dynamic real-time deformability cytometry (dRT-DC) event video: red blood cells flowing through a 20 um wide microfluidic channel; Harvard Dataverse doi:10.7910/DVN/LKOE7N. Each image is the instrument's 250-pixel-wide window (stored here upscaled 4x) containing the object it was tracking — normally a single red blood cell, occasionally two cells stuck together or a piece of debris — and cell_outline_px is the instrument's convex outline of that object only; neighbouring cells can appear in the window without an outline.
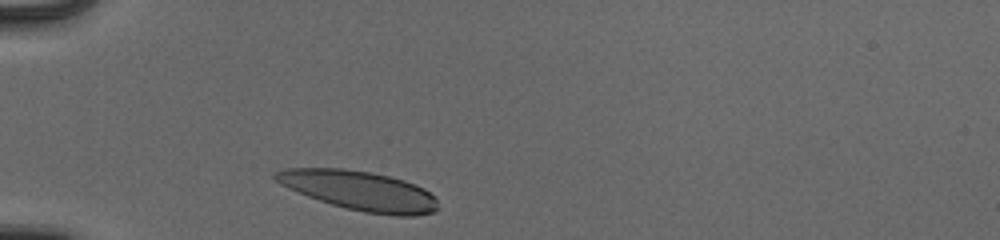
{"species": "human", "species_latin": "Homo sapiens", "temperature_condition": "cold", "stored_images_in_passage": 30, "camera_frame_rate_fps": 3000, "um_per_image_px": 0.085, "donor": {"sex": "male"}, "frame": {"image": 1, "passage_image": 1, "time_ms": 0.0, "image_size_px": [1000, 240], "cell_outline_px": [[440, 208], [432, 212], [416, 216], [396, 216], [364, 212], [332, 204], [308, 196], [288, 188], [280, 184], [272, 176], [276, 172], [284, 168], [344, 168], [368, 172], [388, 176], [404, 180], [416, 184], [424, 188], [436, 200]], "centroid_in_image_um": [30.57, 16.2], "position_along_channel_um": 54.4, "area_um2": 37.11}}
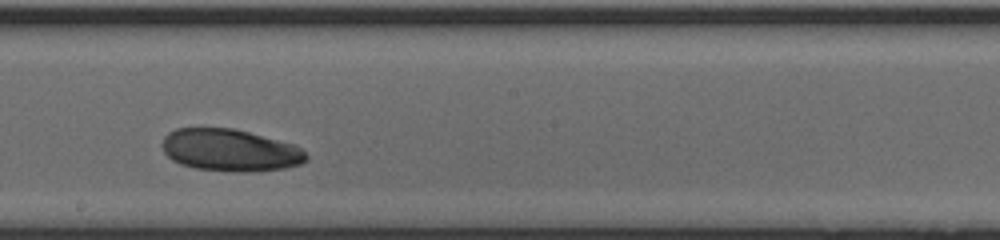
{"frame": {"image": 2, "passage_image": 16, "time_ms": 5.0, "image_size_px": [1000, 240], "cell_outline_px": [[308, 160], [300, 164], [284, 168], [248, 172], [228, 172], [196, 168], [180, 164], [172, 160], [164, 152], [164, 136], [168, 132], [176, 128], [232, 128], [248, 132], [292, 144], [300, 148], [308, 156]], "centroid_in_image_um": [19.55, 12.78], "position_along_channel_um": 228.7, "area_um2": 35.2}}
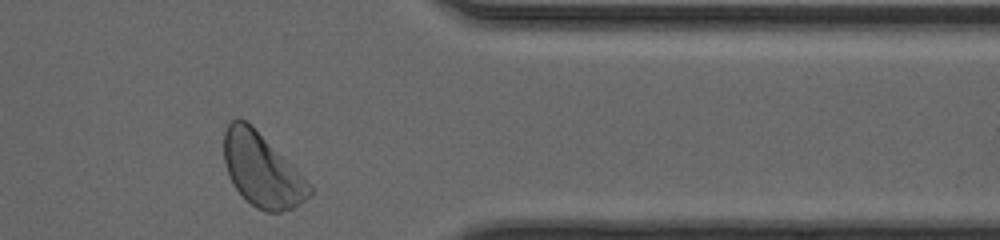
{"frame": {"image": 3, "passage_image": 29, "time_ms": 9.333, "image_size_px": [1000, 240], "cell_outline_px": [[312, 192], [300, 204], [292, 208], [280, 212], [268, 212], [256, 208], [244, 200], [236, 188], [228, 172], [224, 160], [224, 132], [228, 124], [232, 120], [244, 120], [292, 164], [300, 172], [312, 188]], "centroid_in_image_um": [22.26, 14.5], "position_along_channel_um": 389.1, "area_um2": 35.78}, "authors_computed_cell_mechanics": {"area_um2": 35.2002, "velocity_mm_per_s": 3.9047, "shape_relaxation_time_tau1_ms": 4.0024, "shape_relaxation_time_tau2_ms": 7.1342, "deformation_change_tau1": 0.121, "deformation_change_tau2": 0.1068}}